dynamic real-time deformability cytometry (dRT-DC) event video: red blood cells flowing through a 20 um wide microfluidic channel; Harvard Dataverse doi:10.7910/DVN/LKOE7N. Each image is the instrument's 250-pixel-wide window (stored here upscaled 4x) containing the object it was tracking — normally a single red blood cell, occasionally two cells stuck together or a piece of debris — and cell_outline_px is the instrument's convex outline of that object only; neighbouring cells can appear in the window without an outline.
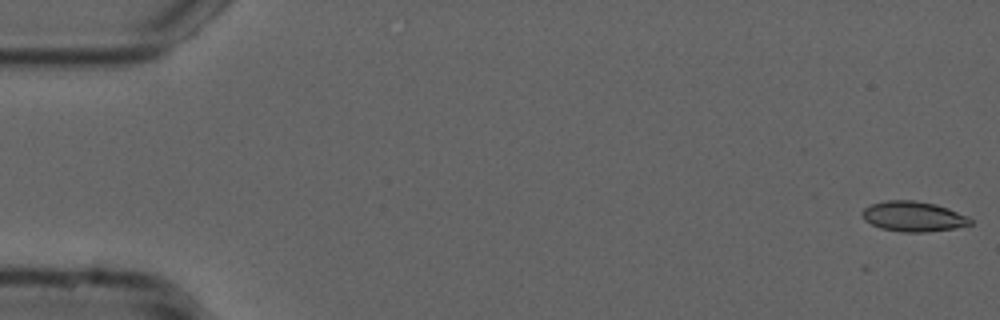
{"species": "common noctule bat (a hibernating species)", "species_latin": "Nyctalus noctula", "temperature_condition": "cold", "stored_images_in_passage": 10, "camera_frame_rate_fps": 3000, "um_per_image_px": 0.085, "animal": {"sex": "male", "forearm_length_mm": 52.5}, "frame": {"image": 1, "passage_image": 1, "time_ms": 0.0, "image_size_px": [1000, 320], "cell_outline_px": [[972, 224], [952, 228], [924, 232], [900, 232], [880, 228], [864, 220], [860, 212], [864, 208], [872, 204], [884, 200], [912, 200], [936, 204], [948, 208], [968, 216], [972, 220]], "centroid_in_image_um": [77.6, 18.39], "position_along_channel_um": 7.4, "area_um2": 19.02}}